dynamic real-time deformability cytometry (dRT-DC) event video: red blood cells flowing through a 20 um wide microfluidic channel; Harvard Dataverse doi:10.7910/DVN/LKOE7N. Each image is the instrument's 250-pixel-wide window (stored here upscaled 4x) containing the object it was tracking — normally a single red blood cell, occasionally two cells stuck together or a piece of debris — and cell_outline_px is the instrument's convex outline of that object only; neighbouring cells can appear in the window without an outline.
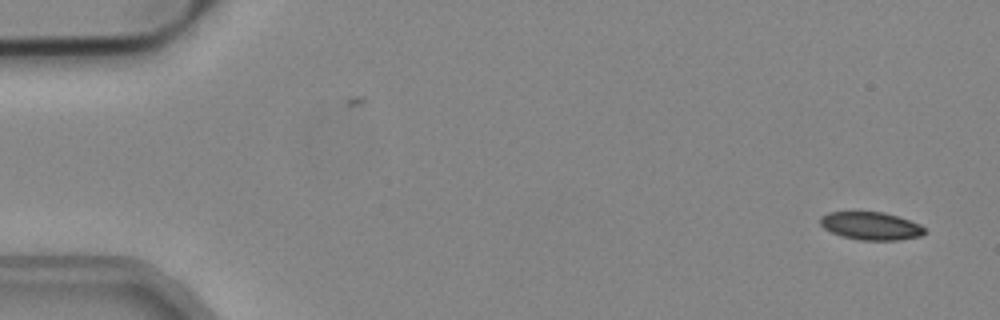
{"species": "common noctule bat (a hibernating species)", "species_latin": "Nyctalus noctula", "temperature_condition": "cold", "stored_images_in_passage": 53, "camera_frame_rate_fps": 3000, "um_per_image_px": 0.085, "animal": {"sex": "male", "body_mass_g": 19.2, "forearm_length_mm": 51.8}, "frame": {"image": 1, "passage_image": 2, "time_ms": 0.333, "image_size_px": [1000, 320], "cell_outline_px": [[924, 232], [920, 236], [896, 240], [860, 240], [840, 236], [824, 228], [820, 224], [820, 216], [828, 212], [884, 212], [920, 224], [924, 228]], "centroid_in_image_um": [73.98, 19.2], "position_along_channel_um": 11.0, "area_um2": 16.82}}
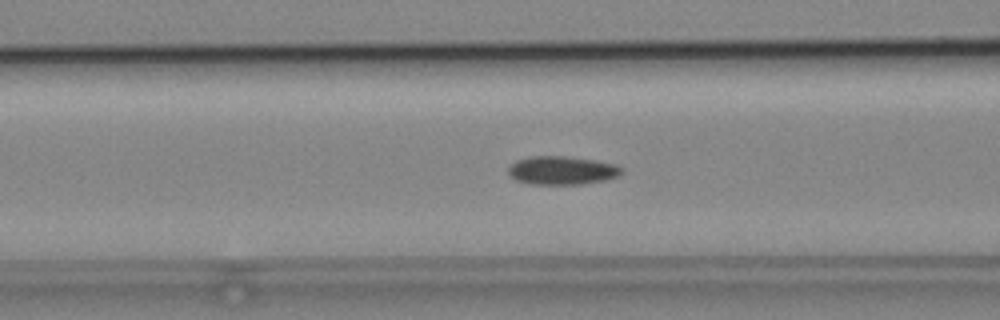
{"frame": {"image": 2, "passage_image": 21, "time_ms": 6.667, "image_size_px": [1000, 320], "cell_outline_px": [[624, 172], [616, 176], [604, 180], [580, 184], [528, 184], [516, 180], [508, 172], [508, 168], [516, 160], [528, 156], [564, 156], [596, 160], [616, 164], [624, 168]], "centroid_in_image_um": [47.77, 14.47], "position_along_channel_um": 118.8, "area_um2": 18.84}}
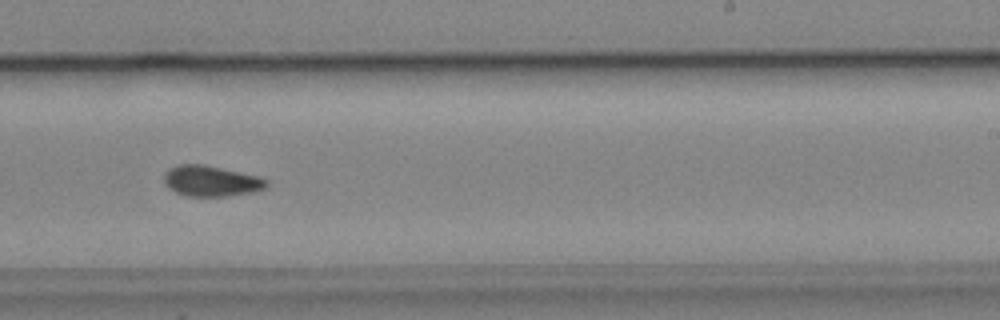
{"frame": {"image": 3, "passage_image": 33, "time_ms": 10.667, "image_size_px": [1000, 320], "cell_outline_px": [[268, 184], [264, 188], [252, 192], [224, 196], [188, 196], [176, 192], [168, 188], [164, 184], [164, 172], [168, 168], [176, 164], [204, 164], [260, 176], [268, 180]], "centroid_in_image_um": [17.91, 15.37], "position_along_channel_um": 271.1, "area_um2": 18.5}, "authors_computed_cell_mechanics": {"area_um2": 17.9758, "velocity_mm_per_s": 3.8049, "shape_relaxation_time_tau1_ms": 6.1742, "shape_relaxation_time_tau2_ms": 6.1685, "deformation_change_tau1": 0.1364, "deformation_change_tau2": 0.1155}}